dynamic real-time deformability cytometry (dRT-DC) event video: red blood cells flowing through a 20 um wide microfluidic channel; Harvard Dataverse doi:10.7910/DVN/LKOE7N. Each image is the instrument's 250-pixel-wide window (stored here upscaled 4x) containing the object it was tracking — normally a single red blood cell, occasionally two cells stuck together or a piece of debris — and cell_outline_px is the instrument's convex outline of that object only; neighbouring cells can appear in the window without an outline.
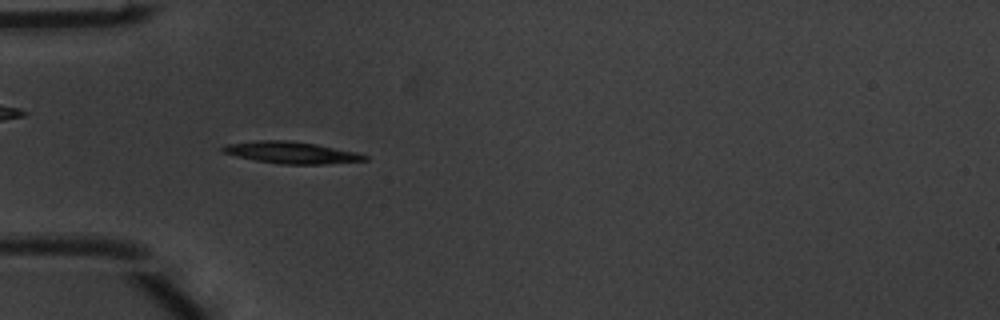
{"species": "common noctule bat (a hibernating species)", "species_latin": "Nyctalus noctula", "temperature_condition": "warm", "stored_images_in_passage": 36, "camera_frame_rate_fps": 3000, "um_per_image_px": 0.085, "animal": {"sex": "male", "body_mass_g": 20.1, "forearm_length_mm": 53.5}, "frame": {"image": 1, "passage_image": 1, "time_ms": 0.0, "image_size_px": [1000, 320], "cell_outline_px": [[368, 160], [324, 164], [280, 164], [256, 160], [236, 156], [224, 152], [220, 148], [224, 144], [256, 140], [288, 140], [316, 144], [356, 152], [368, 156]], "centroid_in_image_um": [24.74, 12.96], "position_along_channel_um": 60.3, "area_um2": 17.98}}
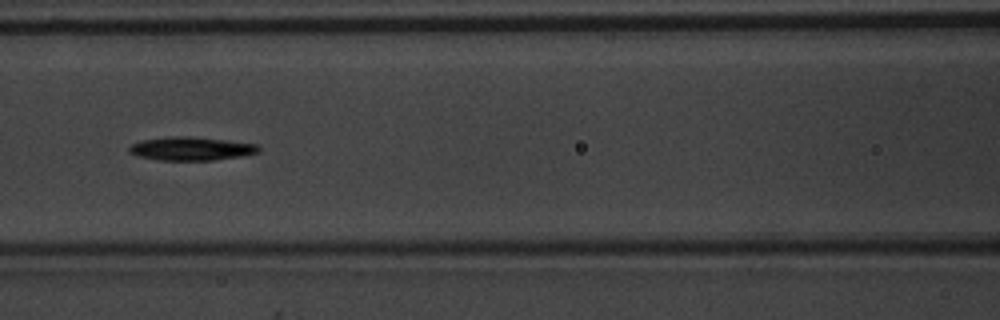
{"frame": {"image": 2, "passage_image": 8, "time_ms": 2.333, "image_size_px": [1000, 320], "cell_outline_px": [[260, 152], [240, 156], [212, 160], [160, 160], [136, 156], [128, 152], [128, 148], [132, 144], [140, 140], [168, 136], [188, 136], [228, 140], [256, 144], [260, 148]], "centroid_in_image_um": [16.21, 12.63], "position_along_channel_um": 150.4, "area_um2": 17.8}}
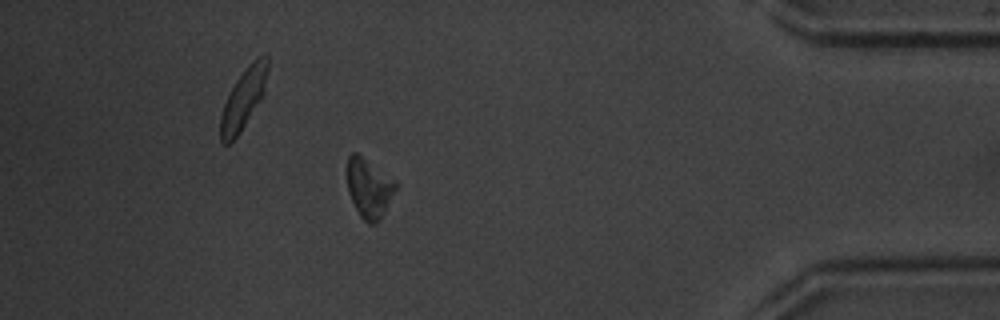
{"frame": {"image": 3, "passage_image": 30, "time_ms": 9.667, "image_size_px": [1000, 320], "cell_outline_px": [[400, 184], [380, 220], [376, 224], [368, 224], [360, 216], [348, 192], [344, 168], [348, 156], [352, 152], [356, 152], [396, 180]], "centroid_in_image_um": [31.35, 15.96], "position_along_channel_um": 403.8, "area_um2": 17.4}, "authors_computed_cell_mechanics": {"area_um2": 17.0799, "velocity_mm_per_s": 4.0119, "shape_relaxation_time_tau1_ms": 1.9507, "shape_relaxation_time_tau2_ms": null, "deformation_change_tau1": 0.1072, "deformation_change_tau2": null}}